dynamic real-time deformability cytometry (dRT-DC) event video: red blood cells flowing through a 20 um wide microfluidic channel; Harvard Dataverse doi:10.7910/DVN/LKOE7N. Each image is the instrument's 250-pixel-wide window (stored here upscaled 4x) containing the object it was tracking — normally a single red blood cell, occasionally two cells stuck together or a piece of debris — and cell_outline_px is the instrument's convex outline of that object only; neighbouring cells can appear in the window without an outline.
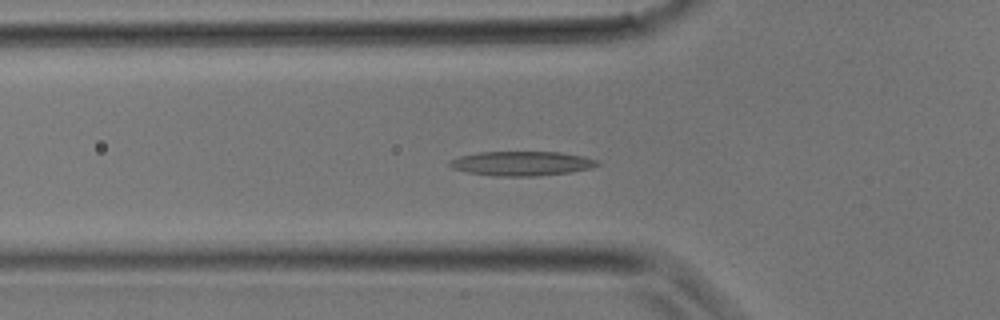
{"species": "common noctule bat (a hibernating species)", "species_latin": "Nyctalus noctula", "temperature_condition": "room temperature", "stored_images_in_passage": 30, "camera_frame_rate_fps": 3000, "um_per_image_px": 0.085, "animal": {"sex": "male", "body_mass_g": 17.9}, "frame": {"image": 1, "passage_image": 10, "time_ms": 3.0, "image_size_px": [1000, 320], "cell_outline_px": [[600, 164], [592, 168], [572, 172], [536, 176], [496, 176], [468, 172], [452, 168], [448, 164], [452, 160], [460, 156], [480, 152], [560, 152], [584, 156], [596, 160]], "centroid_in_image_um": [44.38, 13.89], "position_along_channel_um": 81.4, "area_um2": 20.92}}
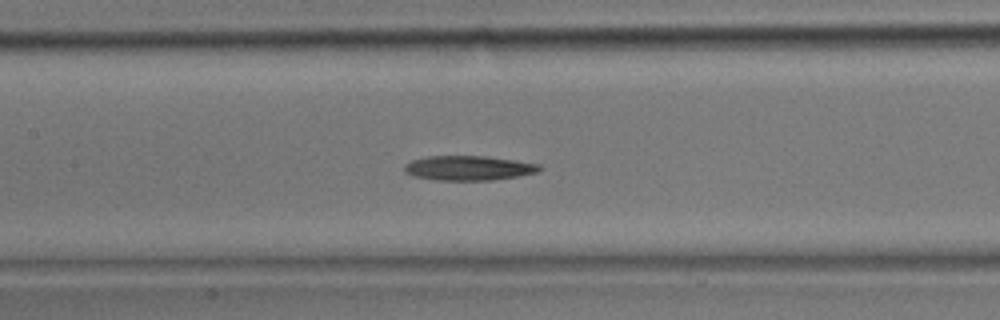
{"frame": {"image": 2, "passage_image": 14, "time_ms": 4.333, "image_size_px": [1000, 320], "cell_outline_px": [[544, 168], [536, 172], [516, 176], [492, 180], [436, 180], [416, 176], [404, 172], [404, 164], [412, 160], [428, 156], [484, 156], [516, 160], [540, 164]], "centroid_in_image_um": [39.84, 14.27], "position_along_channel_um": 167.6, "area_um2": 19.31}}
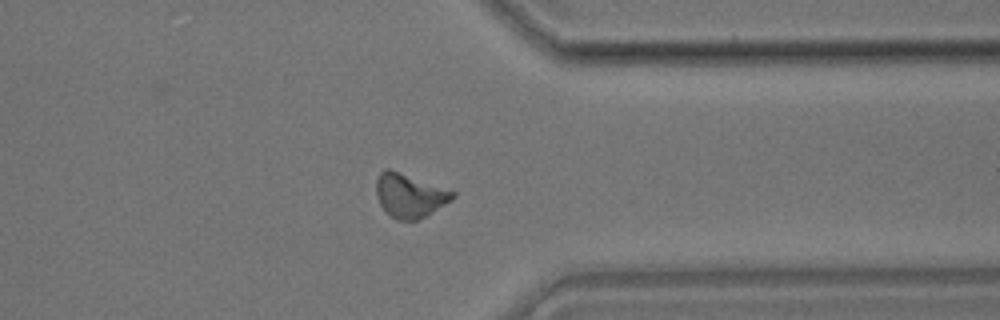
{"frame": {"image": 3, "passage_image": 24, "time_ms": 7.667, "image_size_px": [1000, 320], "cell_outline_px": [[456, 196], [452, 200], [432, 212], [416, 220], [396, 220], [380, 204], [376, 196], [376, 180], [380, 172], [384, 168], [388, 168], [400, 172], [456, 192]], "centroid_in_image_um": [34.81, 16.6], "position_along_channel_um": 376.6, "area_um2": 19.31}}